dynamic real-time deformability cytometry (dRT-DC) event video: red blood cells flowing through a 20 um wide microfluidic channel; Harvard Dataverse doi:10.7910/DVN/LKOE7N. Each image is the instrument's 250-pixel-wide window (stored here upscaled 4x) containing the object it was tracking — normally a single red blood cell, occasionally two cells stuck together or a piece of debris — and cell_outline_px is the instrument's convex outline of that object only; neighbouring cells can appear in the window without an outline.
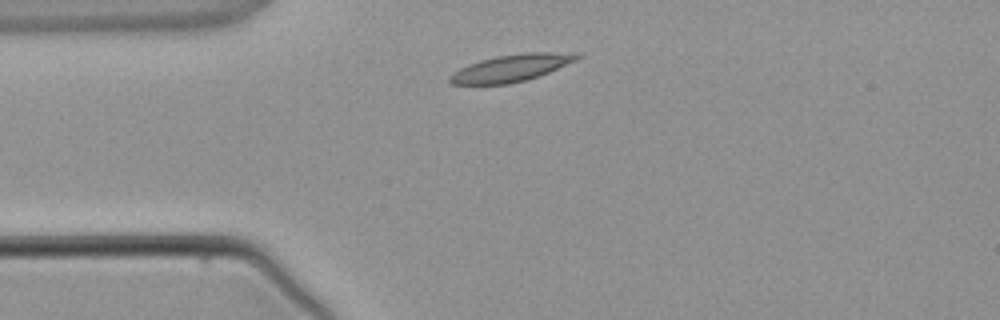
{"species": "common noctule bat (a hibernating species)", "species_latin": "Nyctalus noctula", "temperature_condition": "warm", "stored_images_in_passage": 1, "camera_frame_rate_fps": 3000, "um_per_image_px": 0.085, "animal": {"sex": "male", "body_mass_g": 21.5, "forearm_length_mm": 52.0}, "frame": {"image": 1, "passage_image": 1, "time_ms": 0.0, "image_size_px": [1000, 320], "cell_outline_px": [[584, 56], [576, 60], [540, 76], [508, 84], [452, 84], [448, 80], [448, 76], [452, 72], [468, 64], [480, 60], [496, 56], [524, 52], [580, 52]], "centroid_in_image_um": [43.49, 5.76], "position_along_channel_um": 41.5, "area_um2": 20.29}}